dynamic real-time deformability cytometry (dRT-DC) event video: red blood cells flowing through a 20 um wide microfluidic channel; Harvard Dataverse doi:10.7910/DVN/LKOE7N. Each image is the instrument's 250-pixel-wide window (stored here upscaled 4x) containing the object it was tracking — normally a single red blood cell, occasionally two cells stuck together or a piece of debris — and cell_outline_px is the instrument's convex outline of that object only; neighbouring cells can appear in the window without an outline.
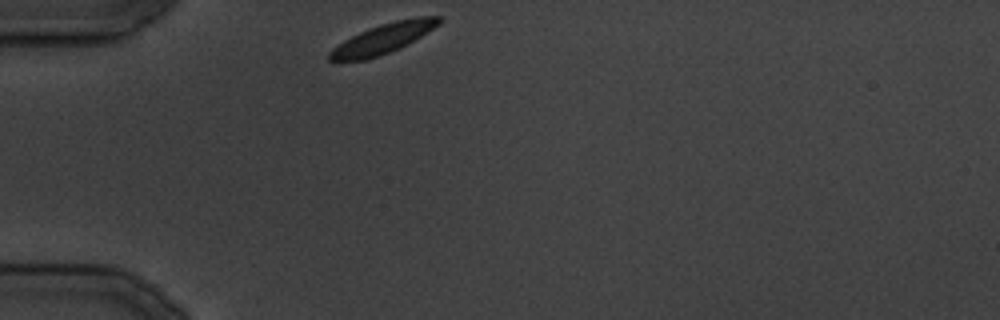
{"species": "common noctule bat (a hibernating species)", "species_latin": "Nyctalus noctula", "temperature_condition": "cold", "stored_images_in_passage": 16, "camera_frame_rate_fps": 3000, "um_per_image_px": 0.085, "animal": {"sex": "male", "body_mass_g": 19.5, "forearm_length_mm": 54.6}, "frame": {"image": 1, "passage_image": 1, "time_ms": 0.0, "image_size_px": [1000, 320], "cell_outline_px": [[440, 24], [400, 48], [364, 60], [328, 60], [328, 52], [332, 48], [344, 40], [360, 32], [396, 20], [416, 16], [440, 16]], "centroid_in_image_um": [32.55, 3.27], "position_along_channel_um": 52.4, "area_um2": 18.5}}
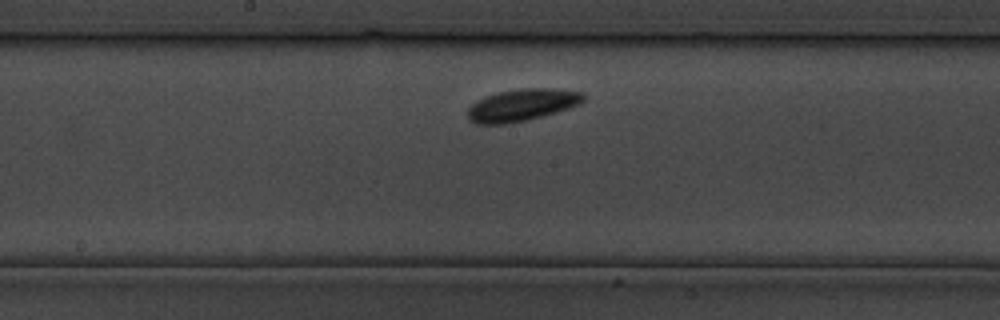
{"frame": {"image": 2, "passage_image": 10, "time_ms": 11.333, "image_size_px": [1000, 320], "cell_outline_px": [[584, 100], [580, 104], [568, 108], [528, 120], [508, 124], [476, 124], [468, 120], [468, 108], [476, 100], [484, 96], [496, 92], [524, 88], [552, 88], [584, 92]], "centroid_in_image_um": [44.34, 8.92], "position_along_channel_um": 203.9, "area_um2": 21.79}}
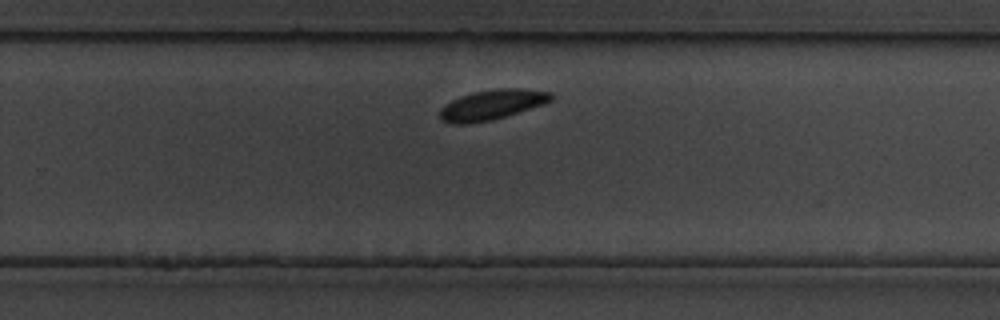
{"frame": {"image": 3, "passage_image": 15, "time_ms": 17.0, "image_size_px": [1000, 320], "cell_outline_px": [[552, 100], [544, 104], [492, 120], [468, 124], [452, 124], [440, 120], [440, 108], [444, 104], [460, 96], [476, 92], [496, 88], [520, 88], [552, 92]], "centroid_in_image_um": [41.79, 8.91], "position_along_channel_um": 288.0, "area_um2": 19.48}}